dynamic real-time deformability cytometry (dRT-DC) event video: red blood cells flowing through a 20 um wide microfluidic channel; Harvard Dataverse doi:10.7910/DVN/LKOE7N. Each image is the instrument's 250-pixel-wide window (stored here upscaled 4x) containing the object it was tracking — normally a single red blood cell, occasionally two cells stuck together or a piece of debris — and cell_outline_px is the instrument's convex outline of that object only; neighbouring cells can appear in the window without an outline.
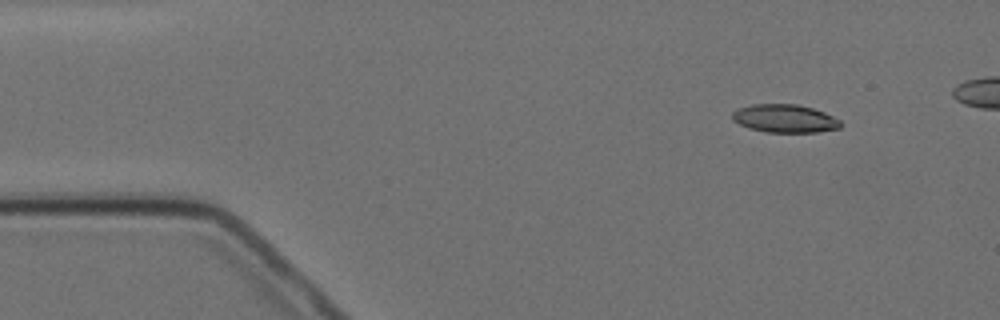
{"species": "Egyptian fruit bat (a non-hibernating species)", "species_latin": "Rousettus aegyptiacus", "temperature_condition": "cold", "stored_images_in_passage": 5, "camera_frame_rate_fps": 3000, "um_per_image_px": 0.085, "animal": {"sex": "female"}, "frame": {"image": 1, "passage_image": 2, "time_ms": 1.333, "image_size_px": [1000, 320], "cell_outline_px": [[844, 124], [840, 128], [816, 132], [768, 132], [748, 128], [732, 120], [732, 112], [740, 108], [752, 104], [796, 104], [812, 108], [824, 112], [840, 120]], "centroid_in_image_um": [66.72, 10.07], "position_along_channel_um": 18.3, "area_um2": 17.74}}